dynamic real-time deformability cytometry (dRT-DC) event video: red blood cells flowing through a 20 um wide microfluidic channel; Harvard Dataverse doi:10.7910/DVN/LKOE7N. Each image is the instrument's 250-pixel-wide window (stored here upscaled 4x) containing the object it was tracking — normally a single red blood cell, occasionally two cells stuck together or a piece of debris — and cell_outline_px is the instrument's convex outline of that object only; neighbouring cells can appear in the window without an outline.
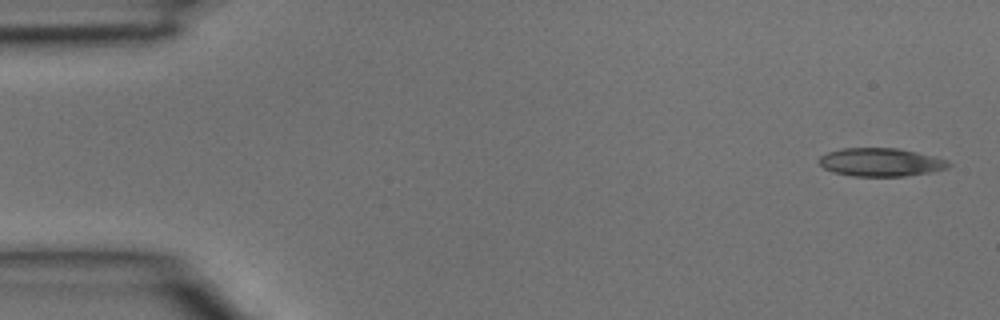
{"species": "common noctule bat (a hibernating species)", "species_latin": "Nyctalus noctula", "temperature_condition": "room temperature", "stored_images_in_passage": 38, "camera_frame_rate_fps": 3000, "um_per_image_px": 0.085, "animal": {"sex": "male", "body_mass_g": 15.6}, "frame": {"image": 1, "passage_image": 1, "time_ms": 0.0, "image_size_px": [1000, 320], "cell_outline_px": [[952, 164], [948, 168], [932, 172], [904, 176], [852, 176], [836, 172], [824, 168], [816, 160], [820, 156], [828, 152], [844, 148], [896, 148], [936, 156], [948, 160]], "centroid_in_image_um": [74.9, 13.78], "position_along_channel_um": 10.1, "area_um2": 21.39}}
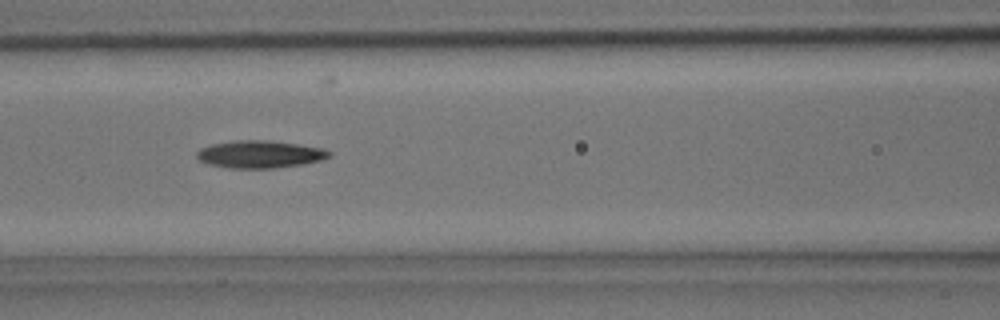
{"frame": {"image": 2, "passage_image": 16, "time_ms": 5.0, "image_size_px": [1000, 320], "cell_outline_px": [[332, 156], [320, 160], [304, 164], [276, 168], [228, 168], [208, 164], [200, 160], [196, 156], [196, 152], [200, 148], [212, 144], [232, 140], [268, 140], [324, 148], [332, 152]], "centroid_in_image_um": [22.09, 13.11], "position_along_channel_um": 144.5, "area_um2": 21.33}}
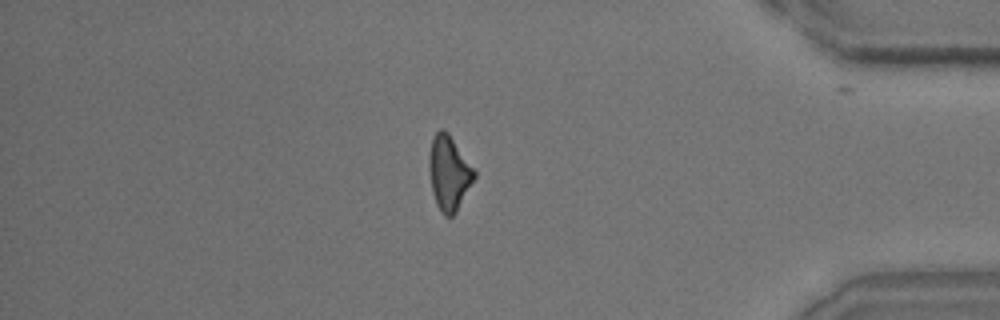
{"frame": {"image": 3, "passage_image": 33, "time_ms": 10.667, "image_size_px": [1000, 320], "cell_outline_px": [[476, 176], [456, 212], [452, 216], [444, 216], [440, 212], [436, 204], [432, 192], [428, 168], [428, 156], [432, 136], [440, 128], [444, 128], [448, 132], [476, 172]], "centroid_in_image_um": [38.13, 14.69], "position_along_channel_um": 397.1, "area_um2": 19.77}}